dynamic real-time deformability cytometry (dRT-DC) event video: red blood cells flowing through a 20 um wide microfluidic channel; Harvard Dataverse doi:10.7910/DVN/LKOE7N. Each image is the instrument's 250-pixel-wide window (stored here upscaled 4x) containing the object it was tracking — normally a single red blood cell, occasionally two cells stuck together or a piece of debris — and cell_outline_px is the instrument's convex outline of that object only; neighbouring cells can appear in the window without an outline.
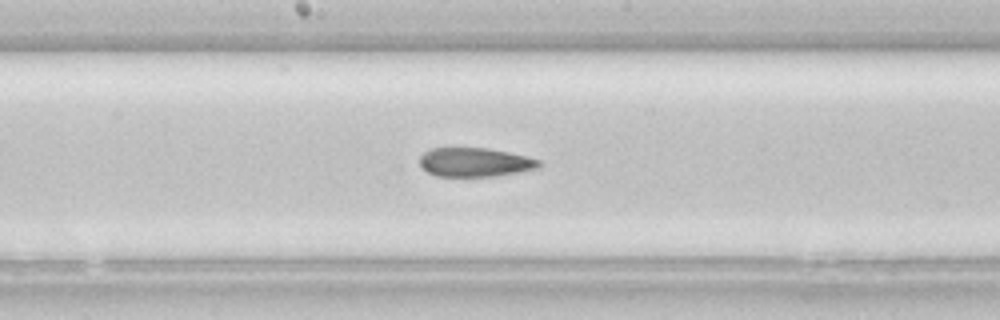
{"species": "common noctule bat (a hibernating species)", "species_latin": "Nyctalus noctula", "temperature_condition": "room temperature", "stored_images_in_passage": 40, "camera_frame_rate_fps": 3000, "um_per_image_px": 0.085, "animal": {"sex": "female", "body_mass_g": 22.7, "forearm_length_mm": 54.2}, "frame": {"image": 1, "passage_image": 23, "time_ms": 7.333, "image_size_px": [1000, 320], "cell_outline_px": [[540, 168], [496, 176], [436, 176], [428, 172], [420, 164], [420, 156], [424, 152], [432, 148], [488, 148], [528, 156], [540, 160]], "centroid_in_image_um": [40.39, 13.79], "position_along_channel_um": 207.8, "area_um2": 20.11}}